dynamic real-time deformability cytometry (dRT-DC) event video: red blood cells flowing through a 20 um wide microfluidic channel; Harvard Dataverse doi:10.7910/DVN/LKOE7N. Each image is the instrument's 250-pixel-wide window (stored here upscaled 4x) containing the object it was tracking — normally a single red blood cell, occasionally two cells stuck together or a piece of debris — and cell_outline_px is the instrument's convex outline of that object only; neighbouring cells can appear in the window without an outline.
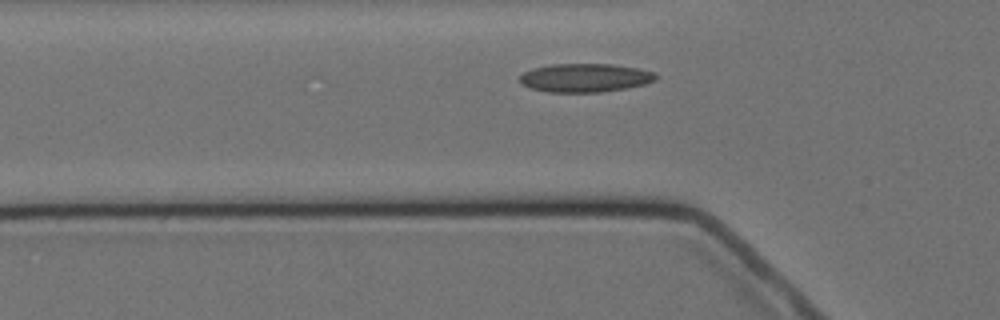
{"species": "Egyptian fruit bat (a non-hibernating species)", "species_latin": "Rousettus aegyptiacus", "temperature_condition": "cold", "stored_images_in_passage": 2, "camera_frame_rate_fps": 3000, "um_per_image_px": 0.085, "animal": {"sex": "female"}, "frame": {"image": 1, "passage_image": 2, "time_ms": 2.0, "image_size_px": [1000, 320], "cell_outline_px": [[656, 80], [644, 84], [624, 88], [600, 92], [548, 92], [528, 88], [520, 84], [520, 76], [524, 72], [532, 68], [552, 64], [612, 64], [640, 68], [656, 72]], "centroid_in_image_um": [49.71, 6.61], "position_along_channel_um": 76.1, "area_um2": 22.77}}